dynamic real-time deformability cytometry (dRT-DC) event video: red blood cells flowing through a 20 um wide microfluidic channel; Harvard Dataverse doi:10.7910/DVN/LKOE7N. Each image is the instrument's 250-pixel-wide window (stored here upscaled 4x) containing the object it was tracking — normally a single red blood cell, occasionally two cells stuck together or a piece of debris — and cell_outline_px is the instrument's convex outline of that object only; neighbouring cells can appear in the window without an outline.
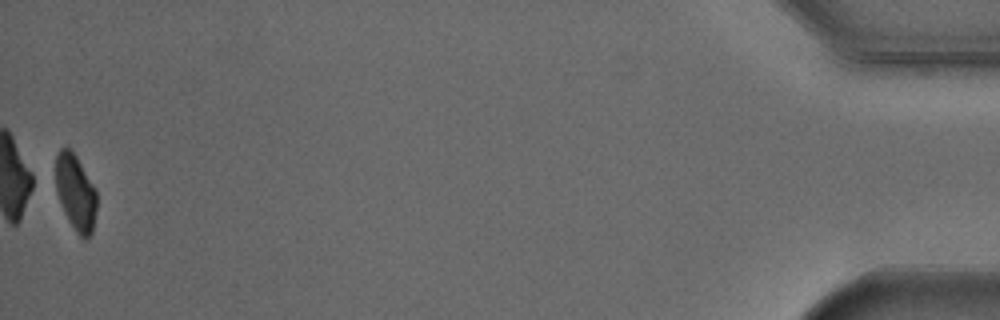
{"species": "Egyptian fruit bat (a non-hibernating species)", "species_latin": "Rousettus aegyptiacus", "temperature_condition": "cold", "stored_images_in_passage": 37, "camera_frame_rate_fps": 3000, "um_per_image_px": 0.085, "animal": {"sex": "male"}, "frame": {"image": 1, "passage_image": 37, "time_ms": 12.0, "image_size_px": [1000, 320], "cell_outline_px": [[96, 208], [92, 232], [84, 240], [76, 232], [68, 220], [64, 212], [56, 192], [56, 156], [60, 148], [68, 148], [76, 156], [92, 184], [96, 192]], "centroid_in_image_um": [6.41, 16.38], "position_along_channel_um": 428.8, "area_um2": 17.8}, "authors_computed_cell_mechanics": {"area_um2": 23.12, "velocity_mm_per_s": 3.8133, "shape_relaxation_time_tau1_ms": 2.2064, "shape_relaxation_time_tau2_ms": null, "deformation_change_tau1": 0.0762, "deformation_change_tau2": null}}